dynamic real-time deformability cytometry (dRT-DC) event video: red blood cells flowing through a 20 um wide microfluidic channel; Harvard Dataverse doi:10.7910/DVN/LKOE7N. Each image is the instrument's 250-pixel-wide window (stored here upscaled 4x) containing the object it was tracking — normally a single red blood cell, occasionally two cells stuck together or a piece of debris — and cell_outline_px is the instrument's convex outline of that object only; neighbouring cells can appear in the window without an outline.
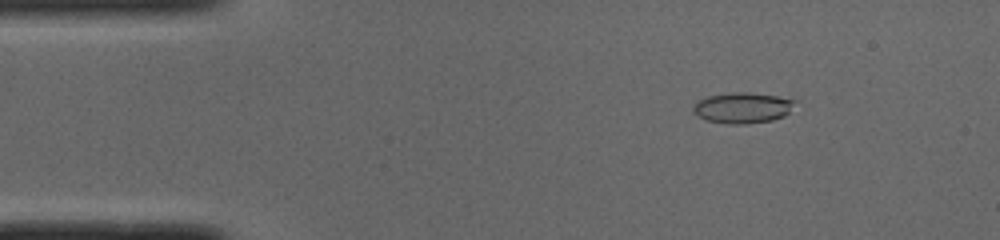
{"species": "common noctule bat (a hibernating species)", "species_latin": "Nyctalus noctula", "temperature_condition": "cold", "stored_images_in_passage": 11, "camera_frame_rate_fps": 3000, "um_per_image_px": 0.085, "animal": {"sex": "male", "body_mass_g": 19.0, "forearm_length_mm": 50.8}, "frame": {"image": 1, "passage_image": 4, "time_ms": 1.0, "image_size_px": [1000, 240], "cell_outline_px": [[796, 100], [788, 112], [784, 116], [772, 120], [744, 124], [728, 124], [708, 120], [692, 112], [692, 108], [696, 100], [708, 96], [732, 92], [748, 92], [776, 96]], "centroid_in_image_um": [63.08, 9.15], "position_along_channel_um": 21.9, "area_um2": 18.09}}